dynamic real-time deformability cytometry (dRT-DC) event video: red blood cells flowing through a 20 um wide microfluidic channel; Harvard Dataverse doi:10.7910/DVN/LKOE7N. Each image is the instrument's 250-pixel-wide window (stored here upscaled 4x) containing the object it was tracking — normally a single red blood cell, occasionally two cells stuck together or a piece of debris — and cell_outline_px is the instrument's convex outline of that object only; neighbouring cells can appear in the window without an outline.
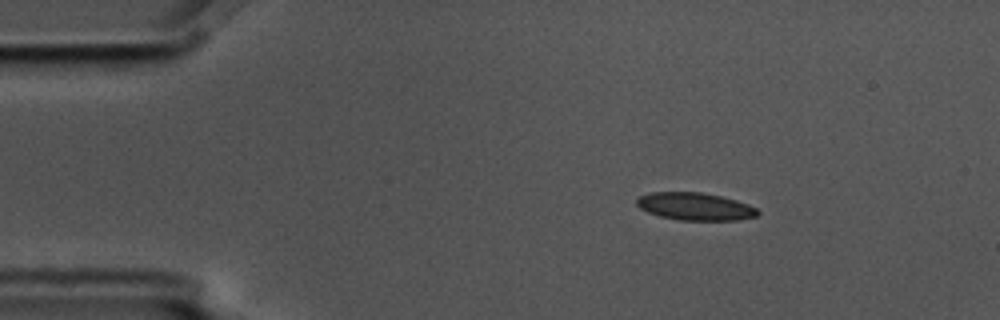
{"species": "common noctule bat (a hibernating species)", "species_latin": "Nyctalus noctula", "temperature_condition": "cold", "stored_images_in_passage": 3, "camera_frame_rate_fps": 3000, "um_per_image_px": 0.085, "animal": {"sex": "male", "body_mass_g": 17.5, "forearm_length_mm": 52.3}, "frame": {"image": 1, "passage_image": 1, "time_ms": 0.0, "image_size_px": [1000, 320], "cell_outline_px": [[760, 212], [756, 216], [736, 220], [680, 220], [660, 216], [648, 212], [640, 208], [636, 204], [636, 200], [640, 196], [652, 192], [700, 192], [720, 196], [736, 200], [748, 204], [756, 208]], "centroid_in_image_um": [59.08, 17.55], "position_along_channel_um": 25.9, "area_um2": 19.31}}